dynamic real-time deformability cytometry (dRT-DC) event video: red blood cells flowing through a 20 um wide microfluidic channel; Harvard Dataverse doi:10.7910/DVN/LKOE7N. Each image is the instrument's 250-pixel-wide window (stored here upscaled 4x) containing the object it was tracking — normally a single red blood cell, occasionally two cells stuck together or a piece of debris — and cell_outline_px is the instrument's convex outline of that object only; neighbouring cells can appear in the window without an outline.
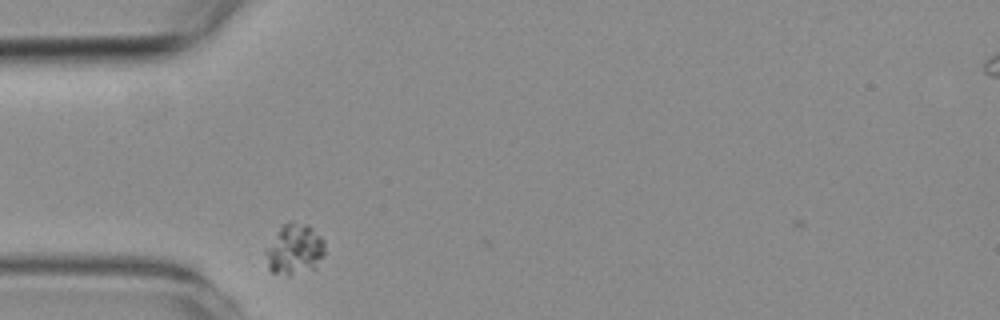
{"species": "common noctule bat (a hibernating species)", "species_latin": "Nyctalus noctula", "temperature_condition": "room temperature", "stored_images_in_passage": 32, "camera_frame_rate_fps": 3000, "um_per_image_px": 0.085, "animal": {"sex": "female", "body_mass_g": 19.3, "forearm_length_mm": 54.1}, "frame": {"image": 1, "passage_image": 2, "time_ms": 0.333, "image_size_px": [1000, 320], "cell_outline_px": [[324, 256], [316, 268], [288, 276], [272, 272], [268, 268], [264, 252], [280, 228], [288, 220], [292, 220], [308, 224], [324, 240]], "centroid_in_image_um": [25.05, 21.19], "position_along_channel_um": 60.0, "area_um2": 17.63}}
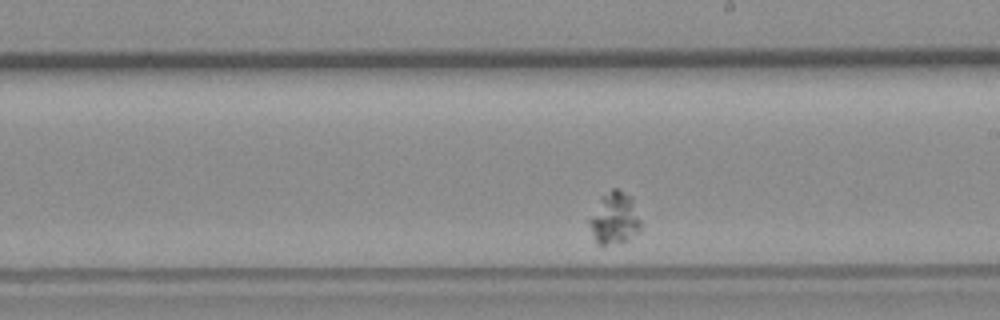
{"frame": {"image": 2, "passage_image": 19, "time_ms": 6.0, "image_size_px": [1000, 320], "cell_outline_px": [[640, 232], [624, 240], [600, 248], [596, 244], [588, 224], [588, 220], [600, 196], [612, 188], [616, 188], [632, 196], [640, 220]], "centroid_in_image_um": [52.19, 18.56], "position_along_channel_um": 236.8, "area_um2": 15.9}}
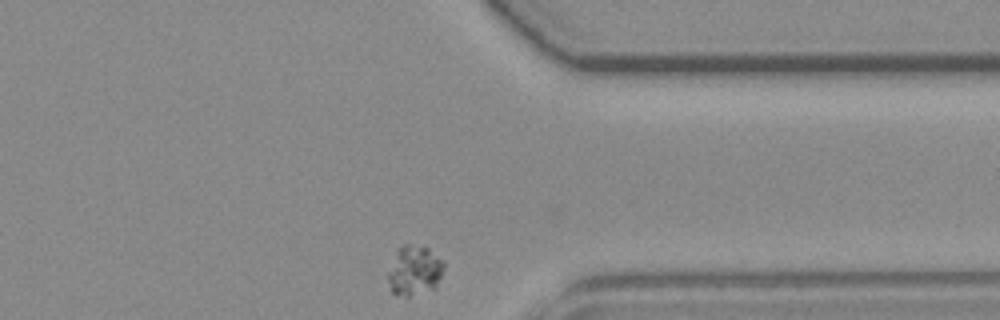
{"frame": {"image": 3, "passage_image": 32, "time_ms": 10.333, "image_size_px": [1000, 320], "cell_outline_px": [[444, 268], [436, 288], [408, 296], [404, 296], [392, 292], [388, 280], [388, 272], [396, 252], [404, 244], [408, 244], [428, 248], [444, 260]], "centroid_in_image_um": [35.25, 22.99], "position_along_channel_um": 376.1, "area_um2": 16.01}}